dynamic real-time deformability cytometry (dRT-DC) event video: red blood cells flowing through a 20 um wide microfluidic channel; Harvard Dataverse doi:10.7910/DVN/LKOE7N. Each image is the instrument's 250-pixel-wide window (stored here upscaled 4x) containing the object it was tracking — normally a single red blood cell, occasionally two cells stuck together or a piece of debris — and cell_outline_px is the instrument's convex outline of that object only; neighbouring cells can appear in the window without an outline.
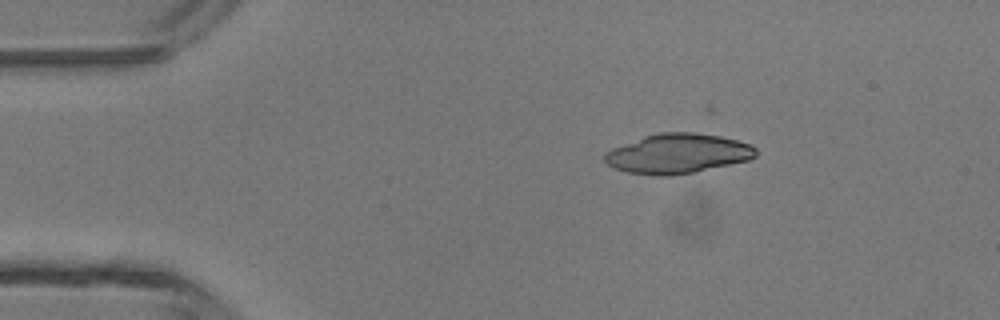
{"species": "common noctule bat (a hibernating species)", "species_latin": "Nyctalus noctula", "temperature_condition": "room temperature", "stored_images_in_passage": 13, "camera_frame_rate_fps": 3000, "um_per_image_px": 0.085, "animal": {"sex": "male", "body_mass_g": 13.3}, "frame": {"image": 1, "passage_image": 1, "time_ms": 0.0, "image_size_px": [1000, 320], "cell_outline_px": [[756, 156], [748, 160], [692, 172], [672, 176], [660, 176], [628, 172], [612, 168], [604, 164], [604, 152], [612, 148], [644, 136], [660, 132], [692, 132], [720, 136], [752, 144], [756, 148]], "centroid_in_image_um": [57.56, 13.05], "position_along_channel_um": 27.4, "area_um2": 34.97}}